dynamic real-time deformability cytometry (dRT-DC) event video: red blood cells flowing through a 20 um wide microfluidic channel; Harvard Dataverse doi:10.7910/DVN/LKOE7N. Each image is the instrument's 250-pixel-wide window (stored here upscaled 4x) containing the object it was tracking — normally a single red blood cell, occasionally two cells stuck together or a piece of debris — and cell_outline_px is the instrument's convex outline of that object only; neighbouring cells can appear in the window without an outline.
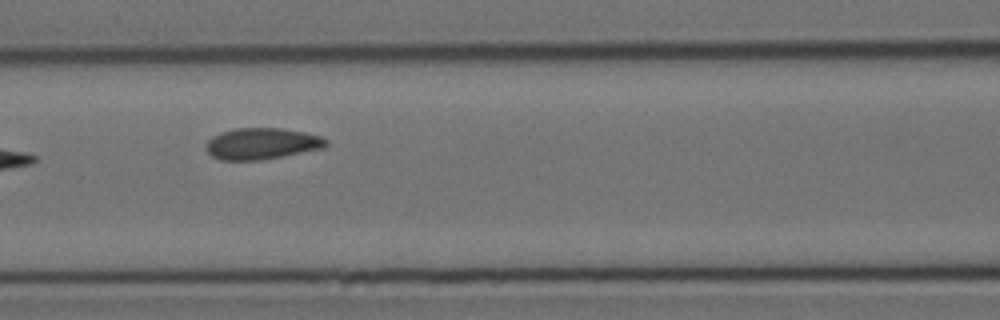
{"species": "Egyptian fruit bat (a non-hibernating species)", "species_latin": "Rousettus aegyptiacus", "temperature_condition": "cold", "stored_images_in_passage": 8, "camera_frame_rate_fps": 3000, "um_per_image_px": 0.085, "animal": {"sex": "female"}, "frame": {"image": 1, "passage_image": 5, "time_ms": 4.667, "image_size_px": [1000, 320], "cell_outline_px": [[328, 144], [324, 148], [284, 156], [260, 160], [220, 160], [212, 156], [204, 148], [204, 144], [212, 136], [220, 132], [236, 128], [280, 128], [304, 132], [320, 136], [328, 140]], "centroid_in_image_um": [22.23, 12.21], "position_along_channel_um": 144.4, "area_um2": 22.14}}
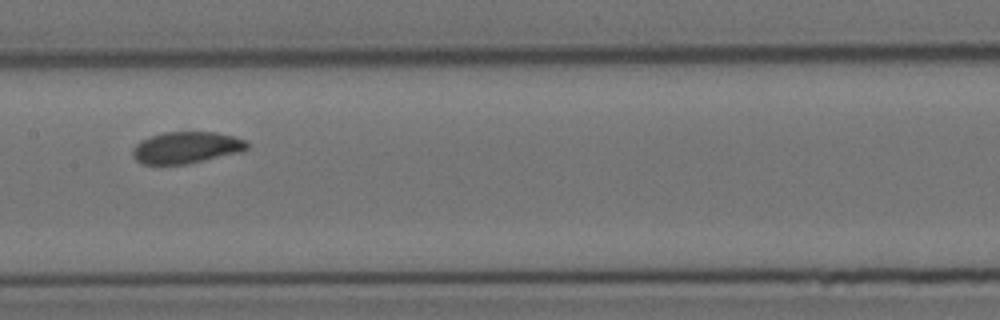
{"frame": {"image": 2, "passage_image": 6, "time_ms": 6.0, "image_size_px": [1000, 320], "cell_outline_px": [[248, 148], [240, 152], [188, 164], [144, 164], [136, 160], [132, 156], [132, 148], [140, 140], [164, 132], [216, 132], [248, 140]], "centroid_in_image_um": [15.83, 12.54], "position_along_channel_um": 191.6, "area_um2": 21.15}}
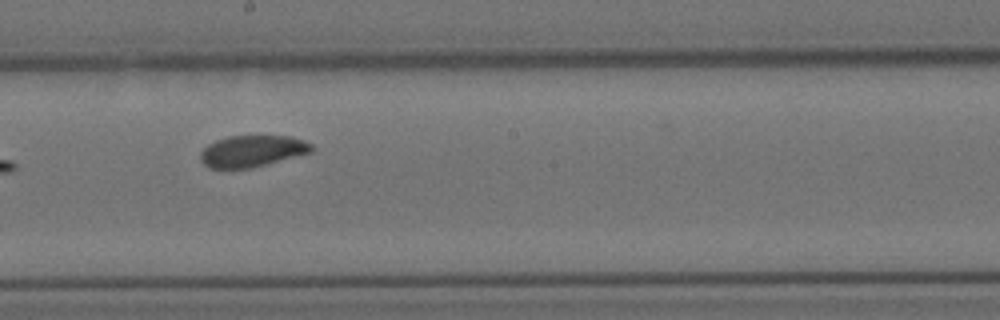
{"frame": {"image": 3, "passage_image": 7, "time_ms": 7.0, "image_size_px": [1000, 320], "cell_outline_px": [[312, 152], [248, 168], [208, 168], [200, 160], [200, 152], [208, 144], [216, 140], [228, 136], [288, 136], [304, 140], [312, 144]], "centroid_in_image_um": [21.4, 12.83], "position_along_channel_um": 226.8, "area_um2": 20.17}}